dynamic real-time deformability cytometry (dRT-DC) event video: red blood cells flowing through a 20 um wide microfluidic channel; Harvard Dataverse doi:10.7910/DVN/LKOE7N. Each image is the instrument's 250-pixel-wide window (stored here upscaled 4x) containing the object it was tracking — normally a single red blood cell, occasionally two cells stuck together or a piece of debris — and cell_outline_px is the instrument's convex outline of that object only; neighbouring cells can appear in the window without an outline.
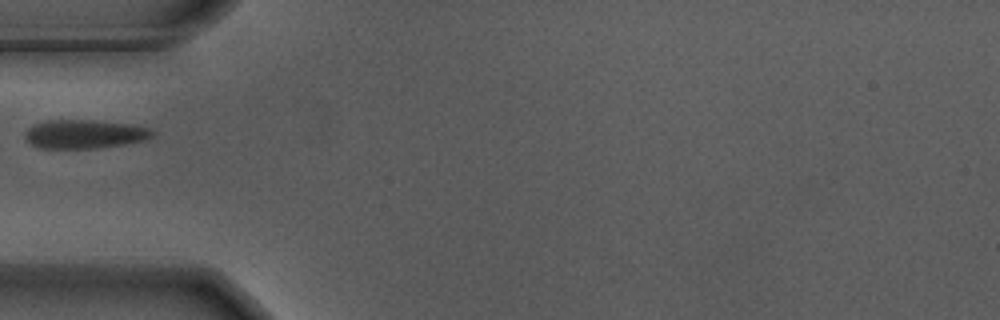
{"species": "Egyptian fruit bat (a non-hibernating species)", "species_latin": "Rousettus aegyptiacus", "temperature_condition": "warm", "stored_images_in_passage": 39, "camera_frame_rate_fps": 3000, "um_per_image_px": 0.085, "animal": {"sex": "male"}, "frame": {"image": 1, "passage_image": 1, "time_ms": 0.0, "image_size_px": [1000, 320], "cell_outline_px": [[156, 132], [152, 136], [144, 140], [124, 144], [92, 148], [40, 148], [32, 144], [24, 136], [24, 132], [32, 124], [44, 120], [92, 120], [132, 124], [148, 128]], "centroid_in_image_um": [7.16, 11.38], "position_along_channel_um": 77.8, "area_um2": 21.33}}
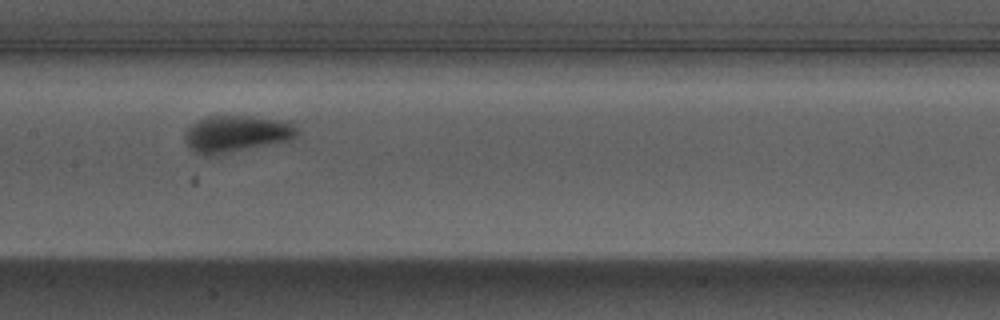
{"frame": {"image": 2, "passage_image": 10, "time_ms": 3.0, "image_size_px": [1000, 320], "cell_outline_px": [[300, 132], [292, 140], [224, 152], [196, 152], [188, 148], [184, 140], [184, 132], [196, 120], [208, 116], [252, 116], [292, 120]], "centroid_in_image_um": [20.17, 11.3], "position_along_channel_um": 187.2, "area_um2": 23.76}}
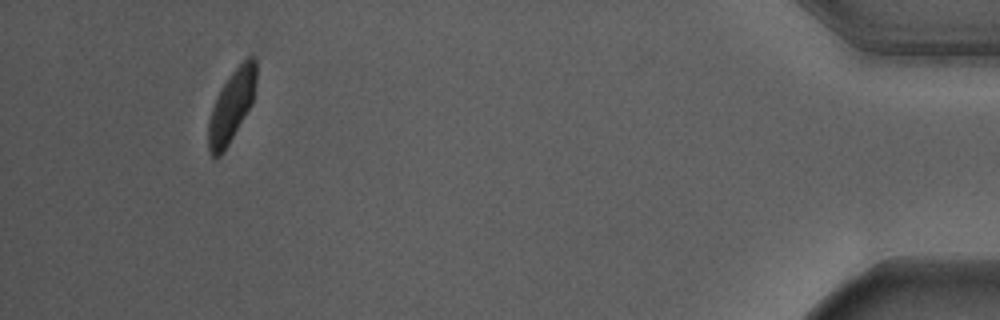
{"frame": {"image": 3, "passage_image": 35, "time_ms": 11.333, "image_size_px": [1000, 320], "cell_outline_px": [[256, 84], [252, 104], [224, 152], [216, 160], [208, 152], [208, 120], [212, 108], [220, 88], [228, 76], [248, 56], [256, 56]], "centroid_in_image_um": [19.67, 9.03], "position_along_channel_um": 415.5, "area_um2": 20.17}}